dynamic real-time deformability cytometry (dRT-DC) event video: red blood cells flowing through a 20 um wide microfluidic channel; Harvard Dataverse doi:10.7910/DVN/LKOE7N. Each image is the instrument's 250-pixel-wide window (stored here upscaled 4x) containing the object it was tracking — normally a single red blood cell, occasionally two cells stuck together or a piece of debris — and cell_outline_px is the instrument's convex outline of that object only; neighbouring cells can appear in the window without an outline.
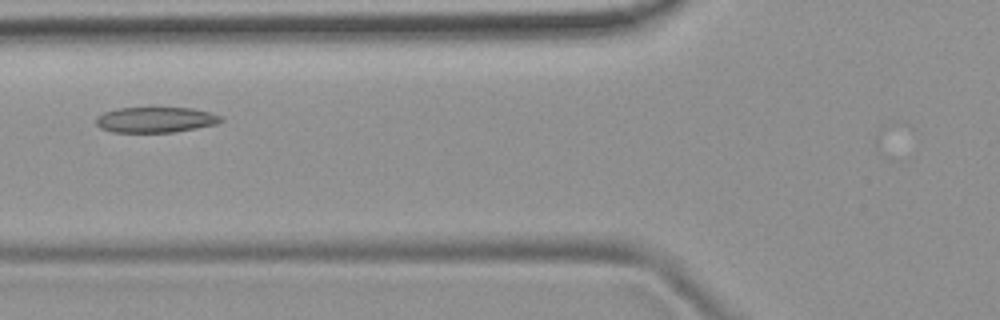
{"species": "common noctule bat (a hibernating species)", "species_latin": "Nyctalus noctula", "temperature_condition": "room temperature", "stored_images_in_passage": 45, "camera_frame_rate_fps": 3000, "um_per_image_px": 0.085, "animal": {"sex": "female", "body_mass_g": 19.9}, "frame": {"image": 1, "passage_image": 13, "time_ms": 4.0, "image_size_px": [1000, 320], "cell_outline_px": [[224, 120], [216, 124], [196, 128], [172, 132], [112, 132], [100, 128], [96, 124], [96, 116], [104, 112], [116, 108], [192, 108], [212, 112], [220, 116]], "centroid_in_image_um": [13.21, 10.17], "position_along_channel_um": 112.6, "area_um2": 18.61}}
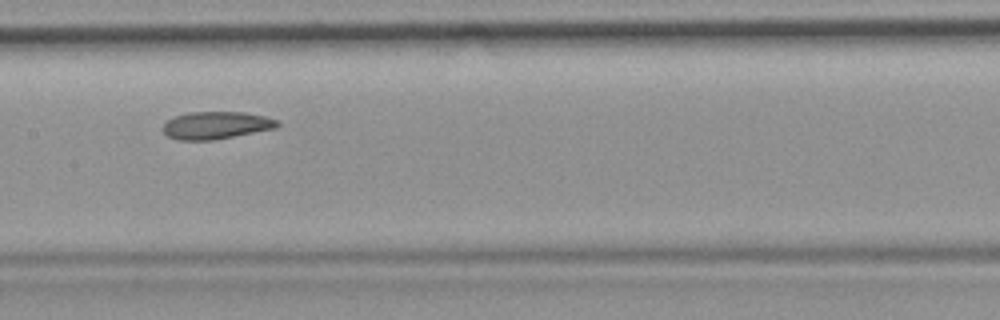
{"frame": {"image": 2, "passage_image": 19, "time_ms": 6.0, "image_size_px": [1000, 320], "cell_outline_px": [[280, 124], [276, 128], [212, 140], [180, 140], [168, 136], [164, 132], [164, 124], [172, 116], [188, 112], [244, 112], [264, 116], [280, 120]], "centroid_in_image_um": [18.38, 10.64], "position_along_channel_um": 189.0, "area_um2": 18.26}}
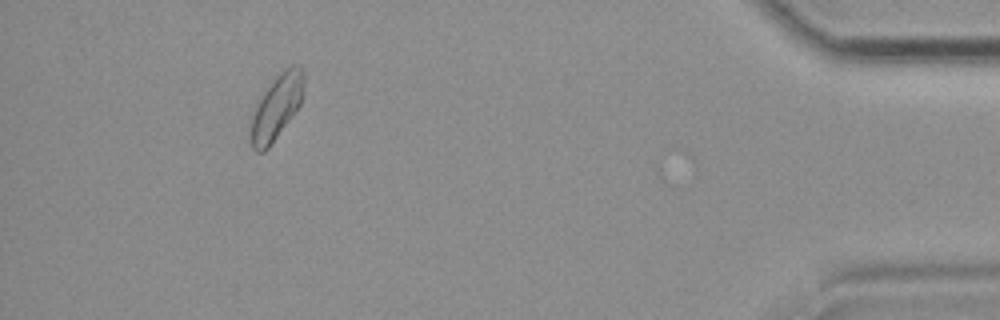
{"frame": {"image": 3, "passage_image": 41, "time_ms": 13.333, "image_size_px": [1000, 320], "cell_outline_px": [[304, 92], [300, 104], [268, 148], [264, 152], [256, 152], [252, 148], [248, 136], [248, 120], [252, 108], [260, 96], [276, 76], [284, 68], [292, 64], [300, 64], [304, 72]], "centroid_in_image_um": [23.43, 9.11], "position_along_channel_um": 411.8, "area_um2": 20.75}, "authors_computed_cell_mechanics": {"area_um2": 18.9584, "velocity_mm_per_s": 3.8311, "shape_relaxation_time_tau1_ms": null, "shape_relaxation_time_tau2_ms": 3.7356, "deformation_change_tau1": null, "deformation_change_tau2": 0.0991}}